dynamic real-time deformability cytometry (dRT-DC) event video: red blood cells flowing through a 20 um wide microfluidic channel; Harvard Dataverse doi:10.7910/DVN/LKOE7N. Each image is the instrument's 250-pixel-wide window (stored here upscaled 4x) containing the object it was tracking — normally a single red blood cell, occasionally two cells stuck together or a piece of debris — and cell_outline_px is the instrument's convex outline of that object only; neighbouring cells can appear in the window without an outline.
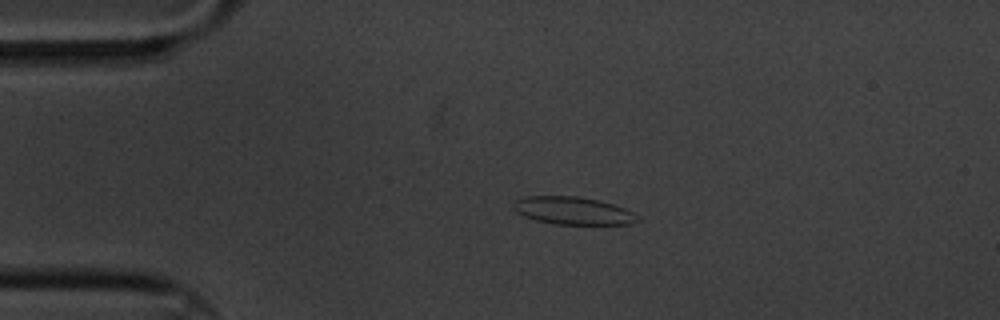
{"species": "common noctule bat (a hibernating species)", "species_latin": "Nyctalus noctula", "temperature_condition": "cold", "stored_images_in_passage": 4, "camera_frame_rate_fps": 3000, "um_per_image_px": 0.085, "animal": {"sex": "male", "body_mass_g": 20.1, "forearm_length_mm": 53.5}, "frame": {"image": 1, "passage_image": 3, "time_ms": 0.667, "image_size_px": [1000, 320], "cell_outline_px": [[640, 220], [632, 224], [552, 224], [536, 220], [524, 216], [516, 212], [512, 208], [512, 204], [516, 200], [524, 196], [580, 196], [612, 204], [636, 212]], "centroid_in_image_um": [48.7, 17.91], "position_along_channel_um": 36.3, "area_um2": 20.17}}